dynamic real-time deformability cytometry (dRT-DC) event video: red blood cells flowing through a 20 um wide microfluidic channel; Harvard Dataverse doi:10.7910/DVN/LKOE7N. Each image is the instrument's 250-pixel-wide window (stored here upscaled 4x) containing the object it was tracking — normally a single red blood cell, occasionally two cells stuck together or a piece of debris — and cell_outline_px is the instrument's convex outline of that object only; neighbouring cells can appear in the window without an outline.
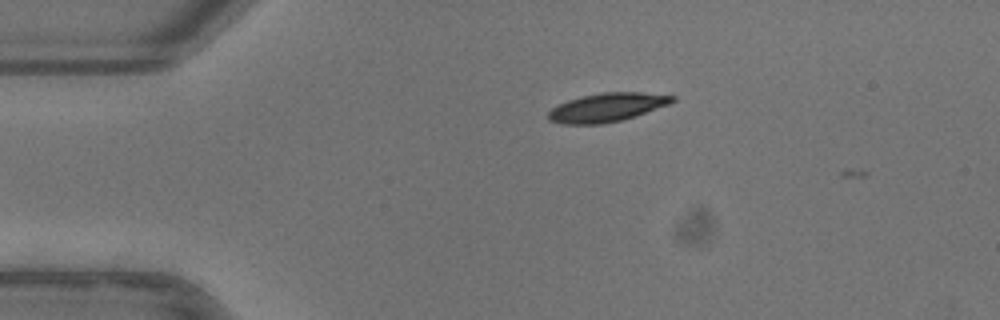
{"species": "common noctule bat (a hibernating species)", "species_latin": "Nyctalus noctula", "temperature_condition": "warm", "stored_images_in_passage": 3, "camera_frame_rate_fps": 3000, "um_per_image_px": 0.085, "animal": {"sex": "female"}, "frame": {"image": 1, "passage_image": 2, "time_ms": 0.333, "image_size_px": [1000, 320], "cell_outline_px": [[676, 100], [668, 104], [636, 116], [604, 124], [564, 124], [548, 120], [548, 112], [552, 108], [568, 100], [600, 92], [640, 92], [676, 96]], "centroid_in_image_um": [51.6, 9.13], "position_along_channel_um": 33.4, "area_um2": 20.58}}